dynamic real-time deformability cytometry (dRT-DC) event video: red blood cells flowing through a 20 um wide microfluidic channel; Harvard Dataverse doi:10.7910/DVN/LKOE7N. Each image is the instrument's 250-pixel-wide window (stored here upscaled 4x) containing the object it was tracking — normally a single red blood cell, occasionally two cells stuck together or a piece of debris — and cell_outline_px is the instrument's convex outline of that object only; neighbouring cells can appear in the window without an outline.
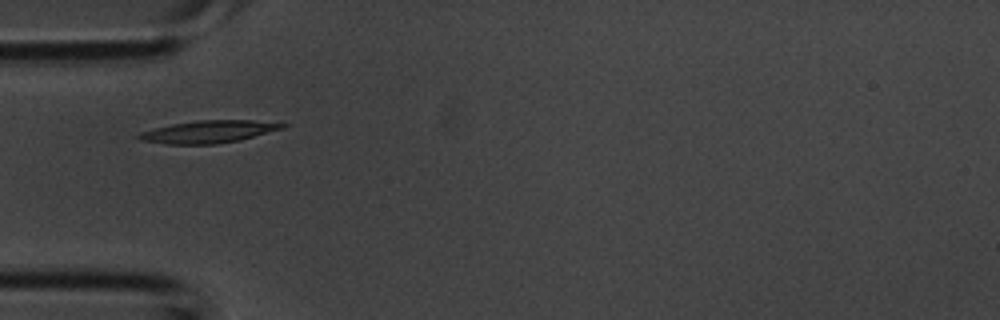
{"species": "common noctule bat (a hibernating species)", "species_latin": "Nyctalus noctula", "temperature_condition": "room temperature", "stored_images_in_passage": 2, "camera_frame_rate_fps": 3000, "um_per_image_px": 0.085, "animal": {"sex": "male", "body_mass_g": 20.1, "forearm_length_mm": 53.5}, "frame": {"image": 1, "passage_image": 1, "time_ms": 0.0, "image_size_px": [1000, 320], "cell_outline_px": [[288, 124], [284, 128], [240, 140], [216, 144], [168, 144], [140, 140], [136, 136], [140, 132], [152, 128], [172, 124], [196, 120], [252, 120]], "centroid_in_image_um": [17.7, 11.19], "position_along_channel_um": 67.3, "area_um2": 18.73}}
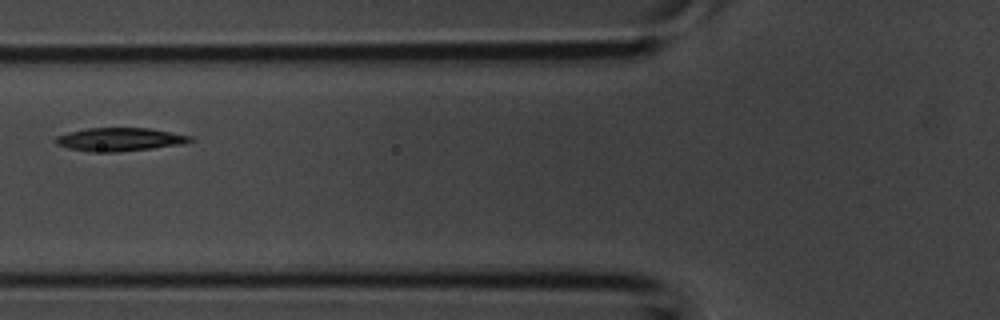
{"frame": {"image": 2, "passage_image": 2, "time_ms": 0.333, "image_size_px": [1000, 320], "cell_outline_px": [[192, 140], [180, 144], [152, 148], [116, 152], [92, 152], [68, 148], [56, 144], [52, 140], [56, 136], [68, 132], [88, 128], [148, 128], [192, 136]], "centroid_in_image_um": [10.09, 11.85], "position_along_channel_um": 115.7, "area_um2": 18.15}}